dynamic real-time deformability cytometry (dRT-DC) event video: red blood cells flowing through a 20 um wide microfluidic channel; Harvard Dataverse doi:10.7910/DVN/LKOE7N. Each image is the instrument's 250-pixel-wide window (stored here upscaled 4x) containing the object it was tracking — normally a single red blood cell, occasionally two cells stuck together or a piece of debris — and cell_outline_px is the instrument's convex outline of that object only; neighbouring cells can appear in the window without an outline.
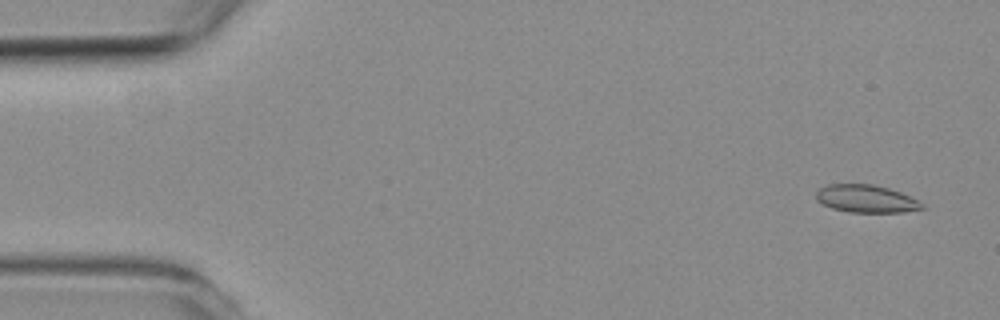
{"species": "common noctule bat (a hibernating species)", "species_latin": "Nyctalus noctula", "temperature_condition": "room temperature", "stored_images_in_passage": 4, "camera_frame_rate_fps": 3000, "um_per_image_px": 0.085, "animal": {"sex": "female", "body_mass_g": 19.3, "forearm_length_mm": 54.1}, "frame": {"image": 1, "passage_image": 1, "time_ms": 0.0, "image_size_px": [1000, 320], "cell_outline_px": [[924, 208], [904, 212], [848, 212], [832, 208], [816, 200], [816, 192], [820, 188], [828, 184], [872, 184], [888, 188], [900, 192], [920, 200], [924, 204]], "centroid_in_image_um": [73.64, 16.89], "position_along_channel_um": 11.4, "area_um2": 17.11}}
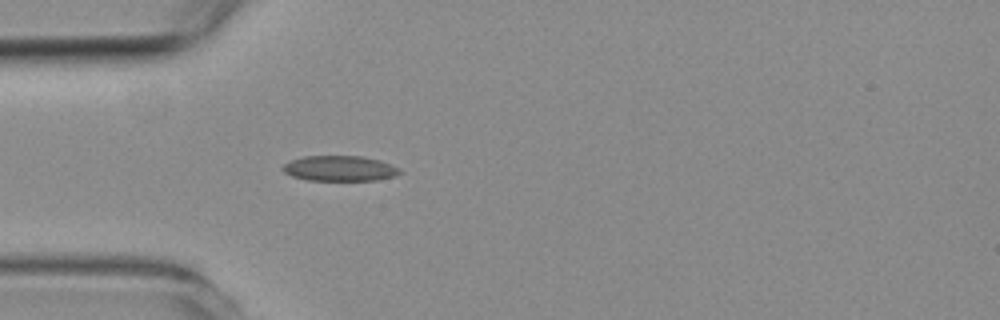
{"frame": {"image": 2, "passage_image": 4, "time_ms": 4.333, "image_size_px": [1000, 320], "cell_outline_px": [[404, 172], [396, 176], [376, 180], [308, 180], [292, 176], [284, 172], [280, 168], [284, 164], [292, 160], [304, 156], [364, 156], [380, 160], [400, 168]], "centroid_in_image_um": [28.91, 14.31], "position_along_channel_um": 56.1, "area_um2": 17.4}}